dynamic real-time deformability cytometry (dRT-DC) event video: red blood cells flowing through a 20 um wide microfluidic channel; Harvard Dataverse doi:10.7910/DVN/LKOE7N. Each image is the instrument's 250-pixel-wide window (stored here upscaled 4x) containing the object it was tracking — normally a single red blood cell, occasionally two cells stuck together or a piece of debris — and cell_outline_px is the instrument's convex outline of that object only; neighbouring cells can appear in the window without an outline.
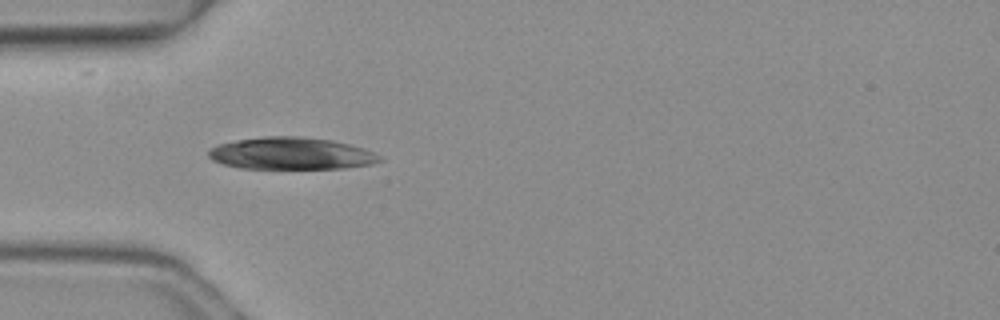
{"species": "common noctule bat (a hibernating species)", "species_latin": "Nyctalus noctula", "temperature_condition": "warm", "stored_images_in_passage": 3, "camera_frame_rate_fps": 3000, "um_per_image_px": 0.085, "animal": {"sex": "female", "body_mass_g": 19.3, "forearm_length_mm": 54.1}, "frame": {"image": 1, "passage_image": 2, "time_ms": 0.333, "image_size_px": [1000, 320], "cell_outline_px": [[384, 160], [372, 164], [344, 168], [240, 168], [224, 164], [212, 160], [208, 156], [208, 152], [216, 144], [236, 140], [264, 136], [304, 136], [332, 140], [364, 148], [380, 156]], "centroid_in_image_um": [24.74, 13.03], "position_along_channel_um": 60.3, "area_um2": 32.02}}